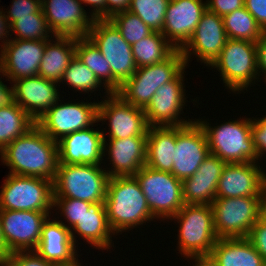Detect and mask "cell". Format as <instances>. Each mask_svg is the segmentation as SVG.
I'll use <instances>...</instances> for the list:
<instances>
[{"instance_id":"51","label":"cell","mask_w":266,"mask_h":266,"mask_svg":"<svg viewBox=\"0 0 266 266\" xmlns=\"http://www.w3.org/2000/svg\"><path fill=\"white\" fill-rule=\"evenodd\" d=\"M187 258L194 260L195 265L193 264V266H216L210 255L187 256Z\"/></svg>"},{"instance_id":"9","label":"cell","mask_w":266,"mask_h":266,"mask_svg":"<svg viewBox=\"0 0 266 266\" xmlns=\"http://www.w3.org/2000/svg\"><path fill=\"white\" fill-rule=\"evenodd\" d=\"M54 204L53 181L8 174L0 191V210L38 211L48 214Z\"/></svg>"},{"instance_id":"27","label":"cell","mask_w":266,"mask_h":266,"mask_svg":"<svg viewBox=\"0 0 266 266\" xmlns=\"http://www.w3.org/2000/svg\"><path fill=\"white\" fill-rule=\"evenodd\" d=\"M74 244L77 237L75 233L80 235L88 244L97 249H110L112 247V236L115 235L111 230L104 202L92 203L88 212L78 220V223L70 230ZM75 232V233H74Z\"/></svg>"},{"instance_id":"46","label":"cell","mask_w":266,"mask_h":266,"mask_svg":"<svg viewBox=\"0 0 266 266\" xmlns=\"http://www.w3.org/2000/svg\"><path fill=\"white\" fill-rule=\"evenodd\" d=\"M257 45V58H258V78L262 74L266 82V31H263L261 37L256 42ZM262 72V74H261Z\"/></svg>"},{"instance_id":"35","label":"cell","mask_w":266,"mask_h":266,"mask_svg":"<svg viewBox=\"0 0 266 266\" xmlns=\"http://www.w3.org/2000/svg\"><path fill=\"white\" fill-rule=\"evenodd\" d=\"M10 31L16 33L17 40H44L55 37L43 14L42 8L31 16L19 17L10 25ZM14 31V32H13ZM52 34L51 37L49 34Z\"/></svg>"},{"instance_id":"48","label":"cell","mask_w":266,"mask_h":266,"mask_svg":"<svg viewBox=\"0 0 266 266\" xmlns=\"http://www.w3.org/2000/svg\"><path fill=\"white\" fill-rule=\"evenodd\" d=\"M2 73V74H1ZM6 77L0 67V76ZM15 102L13 86L7 87L0 78V107L8 106Z\"/></svg>"},{"instance_id":"7","label":"cell","mask_w":266,"mask_h":266,"mask_svg":"<svg viewBox=\"0 0 266 266\" xmlns=\"http://www.w3.org/2000/svg\"><path fill=\"white\" fill-rule=\"evenodd\" d=\"M209 67L217 68L227 89L241 93L259 79L256 42L228 38Z\"/></svg>"},{"instance_id":"41","label":"cell","mask_w":266,"mask_h":266,"mask_svg":"<svg viewBox=\"0 0 266 266\" xmlns=\"http://www.w3.org/2000/svg\"><path fill=\"white\" fill-rule=\"evenodd\" d=\"M42 8L41 0H12L10 9L5 14L9 25L18 20L19 17L31 16Z\"/></svg>"},{"instance_id":"5","label":"cell","mask_w":266,"mask_h":266,"mask_svg":"<svg viewBox=\"0 0 266 266\" xmlns=\"http://www.w3.org/2000/svg\"><path fill=\"white\" fill-rule=\"evenodd\" d=\"M185 67L182 52L176 49L162 62L137 68L116 93L133 106L145 109L155 91L172 81Z\"/></svg>"},{"instance_id":"33","label":"cell","mask_w":266,"mask_h":266,"mask_svg":"<svg viewBox=\"0 0 266 266\" xmlns=\"http://www.w3.org/2000/svg\"><path fill=\"white\" fill-rule=\"evenodd\" d=\"M35 124L33 118L16 102L0 107V153Z\"/></svg>"},{"instance_id":"39","label":"cell","mask_w":266,"mask_h":266,"mask_svg":"<svg viewBox=\"0 0 266 266\" xmlns=\"http://www.w3.org/2000/svg\"><path fill=\"white\" fill-rule=\"evenodd\" d=\"M91 204L92 203L87 201L72 198H54L53 207H56L57 210L60 209V216H65L64 219L65 221L67 220L66 222L69 224L66 225L65 222L62 223L71 230V228L78 223V220L81 219L85 212H88L89 206Z\"/></svg>"},{"instance_id":"15","label":"cell","mask_w":266,"mask_h":266,"mask_svg":"<svg viewBox=\"0 0 266 266\" xmlns=\"http://www.w3.org/2000/svg\"><path fill=\"white\" fill-rule=\"evenodd\" d=\"M187 66L172 80L160 86L153 95L150 103L144 109L149 127L184 126L191 119H180L185 106L186 95L184 72Z\"/></svg>"},{"instance_id":"10","label":"cell","mask_w":266,"mask_h":266,"mask_svg":"<svg viewBox=\"0 0 266 266\" xmlns=\"http://www.w3.org/2000/svg\"><path fill=\"white\" fill-rule=\"evenodd\" d=\"M134 176L156 219H171L185 205L182 181L172 173L158 171L144 165Z\"/></svg>"},{"instance_id":"45","label":"cell","mask_w":266,"mask_h":266,"mask_svg":"<svg viewBox=\"0 0 266 266\" xmlns=\"http://www.w3.org/2000/svg\"><path fill=\"white\" fill-rule=\"evenodd\" d=\"M244 7L255 18L263 31H266V0H245Z\"/></svg>"},{"instance_id":"23","label":"cell","mask_w":266,"mask_h":266,"mask_svg":"<svg viewBox=\"0 0 266 266\" xmlns=\"http://www.w3.org/2000/svg\"><path fill=\"white\" fill-rule=\"evenodd\" d=\"M15 102L25 110L35 122L51 108L59 98L58 82L41 76L20 78L12 81Z\"/></svg>"},{"instance_id":"54","label":"cell","mask_w":266,"mask_h":266,"mask_svg":"<svg viewBox=\"0 0 266 266\" xmlns=\"http://www.w3.org/2000/svg\"><path fill=\"white\" fill-rule=\"evenodd\" d=\"M68 266H81V263H79V261H77L75 264H73V265H68Z\"/></svg>"},{"instance_id":"20","label":"cell","mask_w":266,"mask_h":266,"mask_svg":"<svg viewBox=\"0 0 266 266\" xmlns=\"http://www.w3.org/2000/svg\"><path fill=\"white\" fill-rule=\"evenodd\" d=\"M46 42L10 39L0 51V67L6 80L37 76Z\"/></svg>"},{"instance_id":"34","label":"cell","mask_w":266,"mask_h":266,"mask_svg":"<svg viewBox=\"0 0 266 266\" xmlns=\"http://www.w3.org/2000/svg\"><path fill=\"white\" fill-rule=\"evenodd\" d=\"M227 38L257 42L263 29L245 7L237 9L223 17Z\"/></svg>"},{"instance_id":"42","label":"cell","mask_w":266,"mask_h":266,"mask_svg":"<svg viewBox=\"0 0 266 266\" xmlns=\"http://www.w3.org/2000/svg\"><path fill=\"white\" fill-rule=\"evenodd\" d=\"M247 239L266 262V220L262 216L252 227Z\"/></svg>"},{"instance_id":"14","label":"cell","mask_w":266,"mask_h":266,"mask_svg":"<svg viewBox=\"0 0 266 266\" xmlns=\"http://www.w3.org/2000/svg\"><path fill=\"white\" fill-rule=\"evenodd\" d=\"M51 217L47 212L0 210L1 233L7 250H35L43 223Z\"/></svg>"},{"instance_id":"36","label":"cell","mask_w":266,"mask_h":266,"mask_svg":"<svg viewBox=\"0 0 266 266\" xmlns=\"http://www.w3.org/2000/svg\"><path fill=\"white\" fill-rule=\"evenodd\" d=\"M170 0H131L128 9L137 15L153 31L161 32Z\"/></svg>"},{"instance_id":"44","label":"cell","mask_w":266,"mask_h":266,"mask_svg":"<svg viewBox=\"0 0 266 266\" xmlns=\"http://www.w3.org/2000/svg\"><path fill=\"white\" fill-rule=\"evenodd\" d=\"M245 0H206L207 9L219 16H224L244 7Z\"/></svg>"},{"instance_id":"12","label":"cell","mask_w":266,"mask_h":266,"mask_svg":"<svg viewBox=\"0 0 266 266\" xmlns=\"http://www.w3.org/2000/svg\"><path fill=\"white\" fill-rule=\"evenodd\" d=\"M98 123V103H58L49 108L36 122L53 141L58 142L70 133L89 128Z\"/></svg>"},{"instance_id":"43","label":"cell","mask_w":266,"mask_h":266,"mask_svg":"<svg viewBox=\"0 0 266 266\" xmlns=\"http://www.w3.org/2000/svg\"><path fill=\"white\" fill-rule=\"evenodd\" d=\"M252 137L259 158L266 153V115L252 120Z\"/></svg>"},{"instance_id":"16","label":"cell","mask_w":266,"mask_h":266,"mask_svg":"<svg viewBox=\"0 0 266 266\" xmlns=\"http://www.w3.org/2000/svg\"><path fill=\"white\" fill-rule=\"evenodd\" d=\"M208 140L197 120L176 126V146L172 174L183 181L195 174L209 155Z\"/></svg>"},{"instance_id":"19","label":"cell","mask_w":266,"mask_h":266,"mask_svg":"<svg viewBox=\"0 0 266 266\" xmlns=\"http://www.w3.org/2000/svg\"><path fill=\"white\" fill-rule=\"evenodd\" d=\"M41 5L54 35L86 36L95 20L87 15L79 0H42Z\"/></svg>"},{"instance_id":"3","label":"cell","mask_w":266,"mask_h":266,"mask_svg":"<svg viewBox=\"0 0 266 266\" xmlns=\"http://www.w3.org/2000/svg\"><path fill=\"white\" fill-rule=\"evenodd\" d=\"M197 121L205 131L210 154L225 163H258L260 160L252 137V118L229 120L214 127L205 120Z\"/></svg>"},{"instance_id":"24","label":"cell","mask_w":266,"mask_h":266,"mask_svg":"<svg viewBox=\"0 0 266 266\" xmlns=\"http://www.w3.org/2000/svg\"><path fill=\"white\" fill-rule=\"evenodd\" d=\"M107 141L104 139V156L107 155V153L105 154L107 151L108 159L112 164V169L106 170L110 178L134 176L141 167L146 165L147 136H133Z\"/></svg>"},{"instance_id":"28","label":"cell","mask_w":266,"mask_h":266,"mask_svg":"<svg viewBox=\"0 0 266 266\" xmlns=\"http://www.w3.org/2000/svg\"><path fill=\"white\" fill-rule=\"evenodd\" d=\"M210 257L216 266H266L261 254L247 238H220Z\"/></svg>"},{"instance_id":"31","label":"cell","mask_w":266,"mask_h":266,"mask_svg":"<svg viewBox=\"0 0 266 266\" xmlns=\"http://www.w3.org/2000/svg\"><path fill=\"white\" fill-rule=\"evenodd\" d=\"M75 55L104 85V93H113V76L109 62L87 36L76 37Z\"/></svg>"},{"instance_id":"32","label":"cell","mask_w":266,"mask_h":266,"mask_svg":"<svg viewBox=\"0 0 266 266\" xmlns=\"http://www.w3.org/2000/svg\"><path fill=\"white\" fill-rule=\"evenodd\" d=\"M175 50L163 34L156 31L132 45L133 59L137 68L162 62Z\"/></svg>"},{"instance_id":"6","label":"cell","mask_w":266,"mask_h":266,"mask_svg":"<svg viewBox=\"0 0 266 266\" xmlns=\"http://www.w3.org/2000/svg\"><path fill=\"white\" fill-rule=\"evenodd\" d=\"M173 219L180 223L177 241L180 254L185 258L210 255L219 239L214 229L211 205L185 204L171 221Z\"/></svg>"},{"instance_id":"4","label":"cell","mask_w":266,"mask_h":266,"mask_svg":"<svg viewBox=\"0 0 266 266\" xmlns=\"http://www.w3.org/2000/svg\"><path fill=\"white\" fill-rule=\"evenodd\" d=\"M109 178L100 165L58 164L53 181L54 198L104 202Z\"/></svg>"},{"instance_id":"11","label":"cell","mask_w":266,"mask_h":266,"mask_svg":"<svg viewBox=\"0 0 266 266\" xmlns=\"http://www.w3.org/2000/svg\"><path fill=\"white\" fill-rule=\"evenodd\" d=\"M214 229L220 238H247L261 217V197L215 198Z\"/></svg>"},{"instance_id":"49","label":"cell","mask_w":266,"mask_h":266,"mask_svg":"<svg viewBox=\"0 0 266 266\" xmlns=\"http://www.w3.org/2000/svg\"><path fill=\"white\" fill-rule=\"evenodd\" d=\"M82 4L85 3L92 6L91 17L94 19H106V0H79Z\"/></svg>"},{"instance_id":"53","label":"cell","mask_w":266,"mask_h":266,"mask_svg":"<svg viewBox=\"0 0 266 266\" xmlns=\"http://www.w3.org/2000/svg\"><path fill=\"white\" fill-rule=\"evenodd\" d=\"M10 252L7 250V247L4 243L1 233V221H0V261L9 254Z\"/></svg>"},{"instance_id":"18","label":"cell","mask_w":266,"mask_h":266,"mask_svg":"<svg viewBox=\"0 0 266 266\" xmlns=\"http://www.w3.org/2000/svg\"><path fill=\"white\" fill-rule=\"evenodd\" d=\"M206 10V2L202 0H170L161 33L175 49L181 50Z\"/></svg>"},{"instance_id":"37","label":"cell","mask_w":266,"mask_h":266,"mask_svg":"<svg viewBox=\"0 0 266 266\" xmlns=\"http://www.w3.org/2000/svg\"><path fill=\"white\" fill-rule=\"evenodd\" d=\"M63 81L67 83L68 87H72V90L86 93L89 91L92 93L94 89L103 86L96 75L76 55L63 74L62 84H64Z\"/></svg>"},{"instance_id":"22","label":"cell","mask_w":266,"mask_h":266,"mask_svg":"<svg viewBox=\"0 0 266 266\" xmlns=\"http://www.w3.org/2000/svg\"><path fill=\"white\" fill-rule=\"evenodd\" d=\"M92 127L70 133L58 141L59 164L101 165L105 134Z\"/></svg>"},{"instance_id":"30","label":"cell","mask_w":266,"mask_h":266,"mask_svg":"<svg viewBox=\"0 0 266 266\" xmlns=\"http://www.w3.org/2000/svg\"><path fill=\"white\" fill-rule=\"evenodd\" d=\"M176 146V126L149 127L146 166L172 173Z\"/></svg>"},{"instance_id":"50","label":"cell","mask_w":266,"mask_h":266,"mask_svg":"<svg viewBox=\"0 0 266 266\" xmlns=\"http://www.w3.org/2000/svg\"><path fill=\"white\" fill-rule=\"evenodd\" d=\"M10 33V25L8 23V20L5 16V12L3 11V9H0V40L3 39V41H1V50L4 48V46L7 44V42L10 40L9 34ZM8 35V36H7ZM6 38V39H4Z\"/></svg>"},{"instance_id":"1","label":"cell","mask_w":266,"mask_h":266,"mask_svg":"<svg viewBox=\"0 0 266 266\" xmlns=\"http://www.w3.org/2000/svg\"><path fill=\"white\" fill-rule=\"evenodd\" d=\"M10 174L40 177L54 181L59 164L58 142L49 138L35 124L13 140L0 153Z\"/></svg>"},{"instance_id":"52","label":"cell","mask_w":266,"mask_h":266,"mask_svg":"<svg viewBox=\"0 0 266 266\" xmlns=\"http://www.w3.org/2000/svg\"><path fill=\"white\" fill-rule=\"evenodd\" d=\"M261 216L266 220V181L261 192Z\"/></svg>"},{"instance_id":"21","label":"cell","mask_w":266,"mask_h":266,"mask_svg":"<svg viewBox=\"0 0 266 266\" xmlns=\"http://www.w3.org/2000/svg\"><path fill=\"white\" fill-rule=\"evenodd\" d=\"M266 173L257 162L226 163L219 178L216 198L261 197Z\"/></svg>"},{"instance_id":"17","label":"cell","mask_w":266,"mask_h":266,"mask_svg":"<svg viewBox=\"0 0 266 266\" xmlns=\"http://www.w3.org/2000/svg\"><path fill=\"white\" fill-rule=\"evenodd\" d=\"M227 39L222 16L207 9L196 26L191 39L181 49L186 66L190 61V55L193 54L196 55L197 60L209 67L219 56Z\"/></svg>"},{"instance_id":"26","label":"cell","mask_w":266,"mask_h":266,"mask_svg":"<svg viewBox=\"0 0 266 266\" xmlns=\"http://www.w3.org/2000/svg\"><path fill=\"white\" fill-rule=\"evenodd\" d=\"M225 165L218 156L209 154L197 172L182 181L185 204L211 205L216 198L219 178Z\"/></svg>"},{"instance_id":"29","label":"cell","mask_w":266,"mask_h":266,"mask_svg":"<svg viewBox=\"0 0 266 266\" xmlns=\"http://www.w3.org/2000/svg\"><path fill=\"white\" fill-rule=\"evenodd\" d=\"M46 42L43 57L39 65L38 76L61 83L64 72L75 57L76 37L55 35Z\"/></svg>"},{"instance_id":"38","label":"cell","mask_w":266,"mask_h":266,"mask_svg":"<svg viewBox=\"0 0 266 266\" xmlns=\"http://www.w3.org/2000/svg\"><path fill=\"white\" fill-rule=\"evenodd\" d=\"M109 20L117 27L121 36L131 46L153 32L142 19L129 11L118 12L110 17Z\"/></svg>"},{"instance_id":"47","label":"cell","mask_w":266,"mask_h":266,"mask_svg":"<svg viewBox=\"0 0 266 266\" xmlns=\"http://www.w3.org/2000/svg\"><path fill=\"white\" fill-rule=\"evenodd\" d=\"M131 0H106V19L121 11H128Z\"/></svg>"},{"instance_id":"40","label":"cell","mask_w":266,"mask_h":266,"mask_svg":"<svg viewBox=\"0 0 266 266\" xmlns=\"http://www.w3.org/2000/svg\"><path fill=\"white\" fill-rule=\"evenodd\" d=\"M0 266H55L42 258L35 250L9 253L0 261Z\"/></svg>"},{"instance_id":"2","label":"cell","mask_w":266,"mask_h":266,"mask_svg":"<svg viewBox=\"0 0 266 266\" xmlns=\"http://www.w3.org/2000/svg\"><path fill=\"white\" fill-rule=\"evenodd\" d=\"M104 206L114 234L155 219L135 176L109 178Z\"/></svg>"},{"instance_id":"13","label":"cell","mask_w":266,"mask_h":266,"mask_svg":"<svg viewBox=\"0 0 266 266\" xmlns=\"http://www.w3.org/2000/svg\"><path fill=\"white\" fill-rule=\"evenodd\" d=\"M98 102V122L109 121V139L147 136L149 125L144 109L126 102L116 92Z\"/></svg>"},{"instance_id":"25","label":"cell","mask_w":266,"mask_h":266,"mask_svg":"<svg viewBox=\"0 0 266 266\" xmlns=\"http://www.w3.org/2000/svg\"><path fill=\"white\" fill-rule=\"evenodd\" d=\"M68 229L61 220L48 217L43 223L39 244L35 251L55 266L75 264L78 253ZM77 253V254H76Z\"/></svg>"},{"instance_id":"8","label":"cell","mask_w":266,"mask_h":266,"mask_svg":"<svg viewBox=\"0 0 266 266\" xmlns=\"http://www.w3.org/2000/svg\"><path fill=\"white\" fill-rule=\"evenodd\" d=\"M101 51L113 76V93L136 72L132 46L109 19H95L86 35Z\"/></svg>"}]
</instances>
